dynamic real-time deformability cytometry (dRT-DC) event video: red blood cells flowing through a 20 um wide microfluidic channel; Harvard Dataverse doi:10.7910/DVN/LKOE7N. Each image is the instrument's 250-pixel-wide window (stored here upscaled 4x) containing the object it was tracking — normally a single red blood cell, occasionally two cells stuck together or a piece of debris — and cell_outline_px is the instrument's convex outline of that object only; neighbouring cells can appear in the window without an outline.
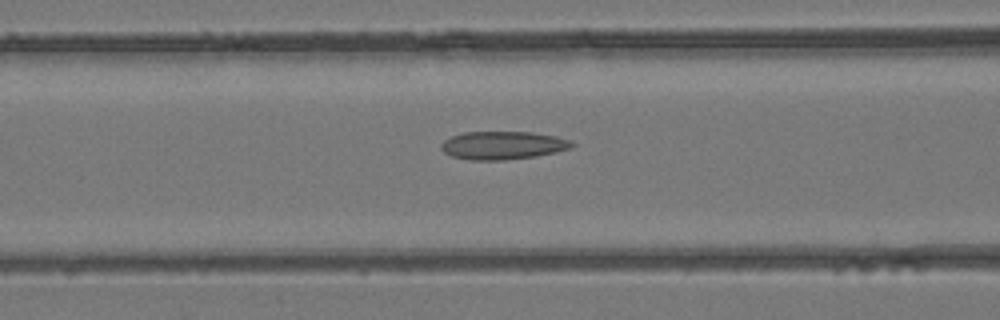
{"species": "common noctule bat (a hibernating species)", "species_latin": "Nyctalus noctula", "temperature_condition": "room temperature", "stored_images_in_passage": 6, "camera_frame_rate_fps": 3000, "um_per_image_px": 0.085, "animal": {"sex": "female", "body_mass_g": 24.6, "forearm_length_mm": 56.2}, "frame": {"image": 1, "passage_image": 6, "time_ms": 6.0, "image_size_px": [1000, 320], "cell_outline_px": [[576, 144], [572, 148], [556, 152], [536, 156], [504, 160], [472, 160], [452, 156], [444, 152], [440, 148], [440, 144], [444, 140], [452, 136], [464, 132], [532, 132], [556, 136], [572, 140]], "centroid_in_image_um": [42.77, 12.35], "position_along_channel_um": 123.8, "area_um2": 21.56}}